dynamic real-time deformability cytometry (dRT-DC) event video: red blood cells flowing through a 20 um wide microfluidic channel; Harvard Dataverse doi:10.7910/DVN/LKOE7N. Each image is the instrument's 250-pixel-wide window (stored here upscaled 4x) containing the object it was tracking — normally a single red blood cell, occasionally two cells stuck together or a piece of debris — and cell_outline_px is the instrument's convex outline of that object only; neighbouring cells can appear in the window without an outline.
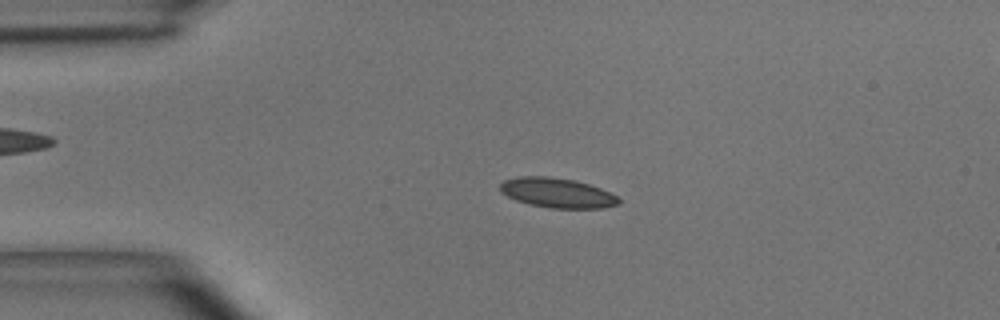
{"species": "common noctule bat (a hibernating species)", "species_latin": "Nyctalus noctula", "temperature_condition": "room temperature", "stored_images_in_passage": 48, "camera_frame_rate_fps": 3000, "um_per_image_px": 0.085, "animal": {"sex": "male", "body_mass_g": 15.6}, "frame": {"image": 1, "passage_image": 10, "time_ms": 3.0, "image_size_px": [1000, 320], "cell_outline_px": [[620, 204], [600, 208], [552, 208], [532, 204], [516, 200], [500, 192], [500, 184], [504, 180], [520, 176], [548, 176], [576, 180], [600, 188], [616, 196], [620, 200]], "centroid_in_image_um": [47.35, 16.38], "position_along_channel_um": 37.6, "area_um2": 20.4}}
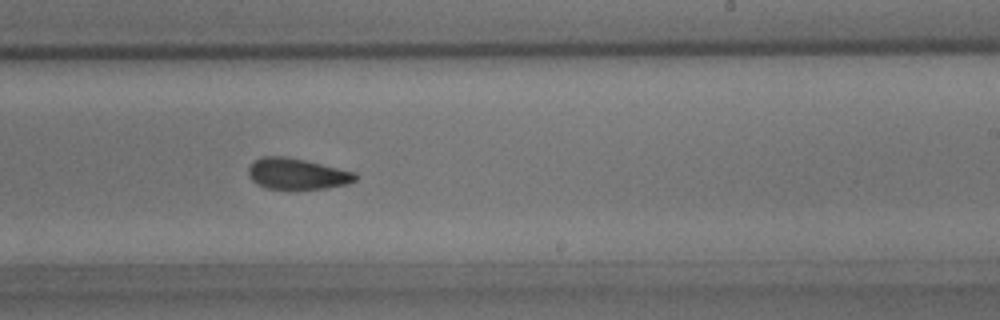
{"frame": {"image": 2, "passage_image": 29, "time_ms": 9.333, "image_size_px": [1000, 320], "cell_outline_px": [[356, 180], [348, 184], [324, 188], [268, 188], [256, 184], [248, 176], [248, 168], [256, 160], [264, 156], [284, 156], [304, 160], [356, 172]], "centroid_in_image_um": [25.25, 14.77], "position_along_channel_um": 263.8, "area_um2": 19.02}}
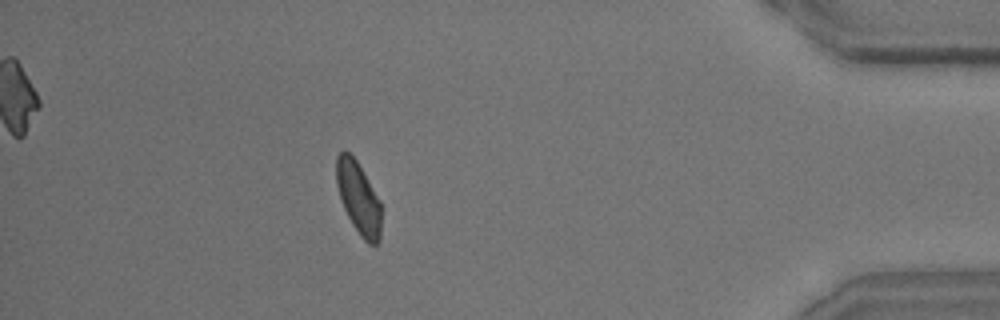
{"frame": {"image": 3, "passage_image": 43, "time_ms": 14.0, "image_size_px": [1000, 320], "cell_outline_px": [[380, 240], [376, 244], [368, 244], [360, 236], [352, 224], [340, 200], [336, 184], [336, 156], [344, 148], [356, 160], [380, 200]], "centroid_in_image_um": [30.45, 16.81], "position_along_channel_um": 404.8, "area_um2": 18.84}, "authors_computed_cell_mechanics": {"area_um2": 19.8254, "velocity_mm_per_s": 4.0367, "shape_relaxation_time_tau1_ms": 6.3929, "shape_relaxation_time_tau2_ms": 2.258, "deformation_change_tau1": 0.1264, "deformation_change_tau2": 0.0807}}